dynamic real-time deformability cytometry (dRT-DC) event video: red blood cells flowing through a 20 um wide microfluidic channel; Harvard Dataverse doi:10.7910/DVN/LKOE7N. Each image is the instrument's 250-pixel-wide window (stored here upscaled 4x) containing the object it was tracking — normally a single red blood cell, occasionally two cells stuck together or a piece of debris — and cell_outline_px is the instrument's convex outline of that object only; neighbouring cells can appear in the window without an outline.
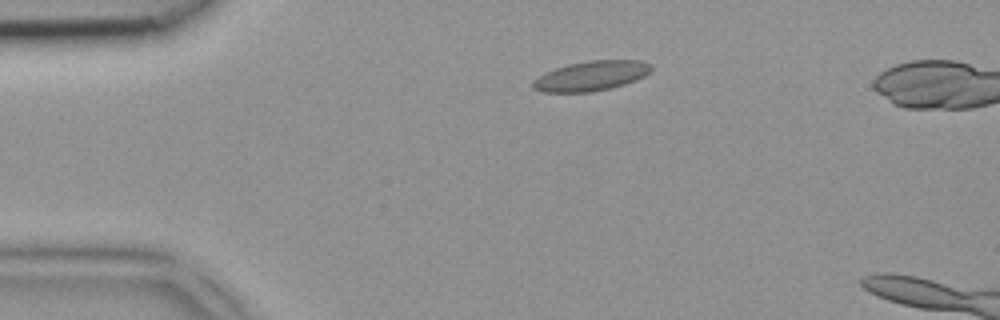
{"species": "common noctule bat (a hibernating species)", "species_latin": "Nyctalus noctula", "temperature_condition": "room temperature", "stored_images_in_passage": 4, "camera_frame_rate_fps": 3000, "um_per_image_px": 0.085, "animal": {"sex": "female", "body_mass_g": 18.4}, "frame": {"image": 1, "passage_image": 4, "time_ms": 1.0, "image_size_px": [1000, 320], "cell_outline_px": [[652, 68], [644, 76], [636, 80], [624, 84], [608, 88], [588, 92], [544, 92], [532, 88], [532, 80], [544, 72], [568, 64], [588, 60], [640, 60], [652, 64]], "centroid_in_image_um": [50.22, 6.44], "position_along_channel_um": 34.8, "area_um2": 20.52}}